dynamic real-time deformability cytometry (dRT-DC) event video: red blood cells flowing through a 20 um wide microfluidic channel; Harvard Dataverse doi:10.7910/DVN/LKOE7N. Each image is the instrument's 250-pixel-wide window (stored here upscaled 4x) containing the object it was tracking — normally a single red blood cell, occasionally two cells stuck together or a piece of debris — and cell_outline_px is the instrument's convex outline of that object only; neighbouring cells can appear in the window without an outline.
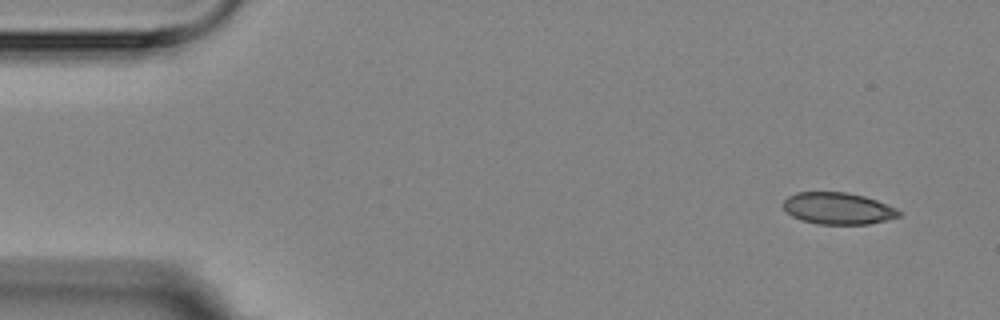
{"species": "Egyptian fruit bat (a non-hibernating species)", "species_latin": "Rousettus aegyptiacus", "temperature_condition": "room temperature", "stored_images_in_passage": 4, "camera_frame_rate_fps": 3000, "um_per_image_px": 0.085, "animal": {"sex": "female"}, "frame": {"image": 1, "passage_image": 1, "time_ms": 0.0, "image_size_px": [1000, 320], "cell_outline_px": [[900, 216], [868, 224], [816, 224], [800, 220], [792, 216], [784, 208], [784, 200], [788, 196], [796, 192], [844, 192], [864, 196], [876, 200], [896, 208], [900, 212]], "centroid_in_image_um": [71.2, 17.71], "position_along_channel_um": 13.8, "area_um2": 21.27}}
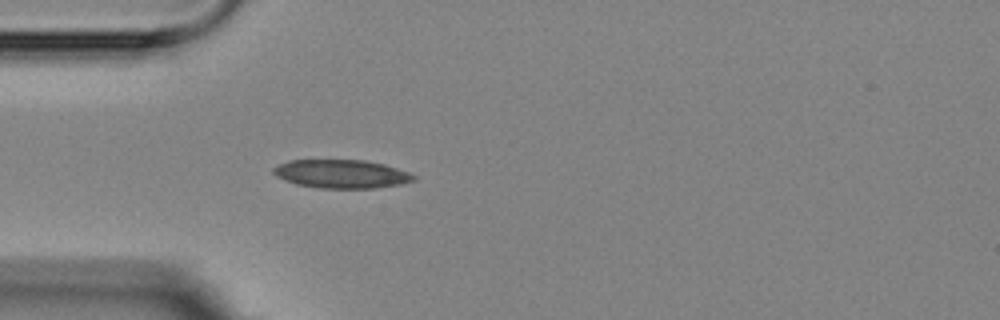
{"frame": {"image": 2, "passage_image": 4, "time_ms": 4.0, "image_size_px": [1000, 320], "cell_outline_px": [[416, 180], [400, 184], [372, 188], [320, 188], [296, 184], [284, 180], [276, 176], [272, 172], [272, 168], [288, 160], [364, 160], [384, 164], [408, 172], [416, 176]], "centroid_in_image_um": [29.0, 14.78], "position_along_channel_um": 56.0, "area_um2": 23.24}}